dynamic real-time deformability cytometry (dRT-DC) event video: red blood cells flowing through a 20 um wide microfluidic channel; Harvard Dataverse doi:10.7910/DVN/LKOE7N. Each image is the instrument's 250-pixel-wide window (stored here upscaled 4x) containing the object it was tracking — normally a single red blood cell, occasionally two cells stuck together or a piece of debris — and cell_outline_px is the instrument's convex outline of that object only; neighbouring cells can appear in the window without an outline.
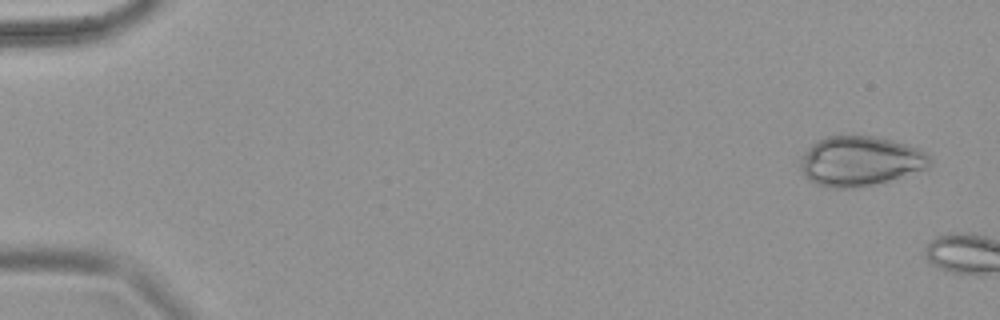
{"species": "common noctule bat (a hibernating species)", "species_latin": "Nyctalus noctula", "temperature_condition": "warm", "stored_images_in_passage": 8, "camera_frame_rate_fps": 3000, "um_per_image_px": 0.085, "animal": {"sex": "female", "body_mass_g": 18.4}, "frame": {"image": 1, "passage_image": 4, "time_ms": 1.0, "image_size_px": [1000, 320], "cell_outline_px": [[932, 164], [928, 168], [888, 180], [860, 188], [828, 188], [816, 184], [804, 176], [800, 168], [800, 156], [816, 140], [828, 136], [876, 136], [892, 140], [920, 148], [928, 152], [932, 160]], "centroid_in_image_um": [73.11, 13.69], "position_along_channel_um": 11.9, "area_um2": 37.97}}